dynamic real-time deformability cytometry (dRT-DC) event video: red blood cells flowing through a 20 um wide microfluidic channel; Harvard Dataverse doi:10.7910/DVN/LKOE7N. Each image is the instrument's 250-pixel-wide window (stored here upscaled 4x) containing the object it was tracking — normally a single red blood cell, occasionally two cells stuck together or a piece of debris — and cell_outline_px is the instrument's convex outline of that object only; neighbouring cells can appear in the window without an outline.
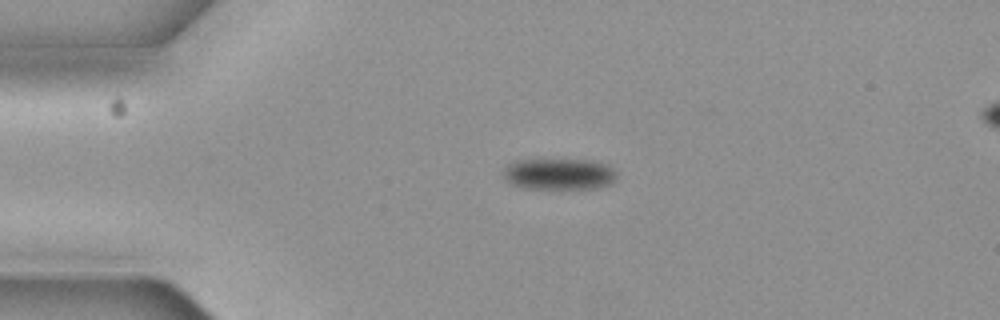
{"species": "common noctule bat (a hibernating species)", "species_latin": "Nyctalus noctula", "temperature_condition": "cold", "stored_images_in_passage": 4, "segment_of_instrument_passage": [1, 2], "camera_frame_rate_fps": 3000, "um_per_image_px": 0.085, "animal": {"sex": "female", "body_mass_g": 19.3, "forearm_length_mm": 54.1}, "frame": {"image": 1, "passage_image": 2, "time_ms": 0.333, "image_size_px": [1000, 320], "cell_outline_px": [[616, 176], [612, 184], [600, 188], [520, 188], [508, 184], [500, 176], [504, 168], [508, 164], [516, 160], [540, 156], [592, 160], [608, 164], [616, 172]], "centroid_in_image_um": [47.43, 14.73], "position_along_channel_um": 37.6, "area_um2": 22.2}}